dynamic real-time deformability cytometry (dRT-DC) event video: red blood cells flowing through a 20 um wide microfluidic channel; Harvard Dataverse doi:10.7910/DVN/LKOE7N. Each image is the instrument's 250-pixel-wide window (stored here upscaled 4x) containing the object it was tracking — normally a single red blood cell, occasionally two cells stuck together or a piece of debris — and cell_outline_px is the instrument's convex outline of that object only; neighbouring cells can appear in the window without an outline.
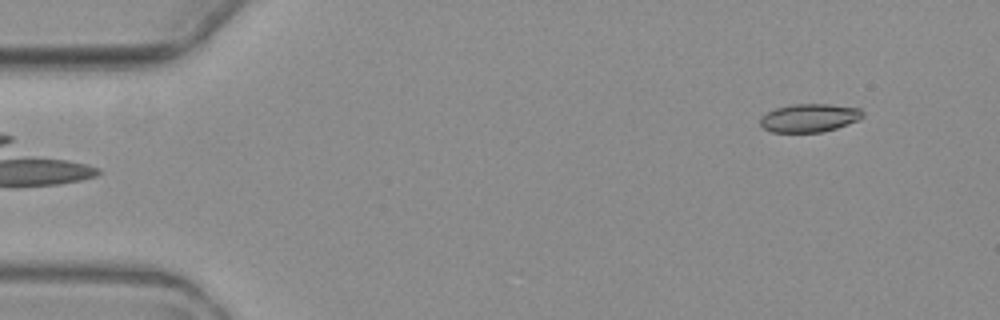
{"species": "common noctule bat (a hibernating species)", "species_latin": "Nyctalus noctula", "temperature_condition": "warm", "stored_images_in_passage": 4, "camera_frame_rate_fps": 3000, "um_per_image_px": 0.085, "animal": {"sex": "female", "body_mass_g": 19.3, "forearm_length_mm": 54.1}, "frame": {"image": 1, "passage_image": 4, "time_ms": 4.0, "image_size_px": [1000, 320], "cell_outline_px": [[864, 116], [856, 120], [836, 128], [820, 132], [772, 132], [764, 128], [760, 124], [760, 116], [776, 108], [792, 104], [828, 104], [860, 108], [864, 112]], "centroid_in_image_um": [68.78, 10.01], "position_along_channel_um": 16.2, "area_um2": 16.76}}